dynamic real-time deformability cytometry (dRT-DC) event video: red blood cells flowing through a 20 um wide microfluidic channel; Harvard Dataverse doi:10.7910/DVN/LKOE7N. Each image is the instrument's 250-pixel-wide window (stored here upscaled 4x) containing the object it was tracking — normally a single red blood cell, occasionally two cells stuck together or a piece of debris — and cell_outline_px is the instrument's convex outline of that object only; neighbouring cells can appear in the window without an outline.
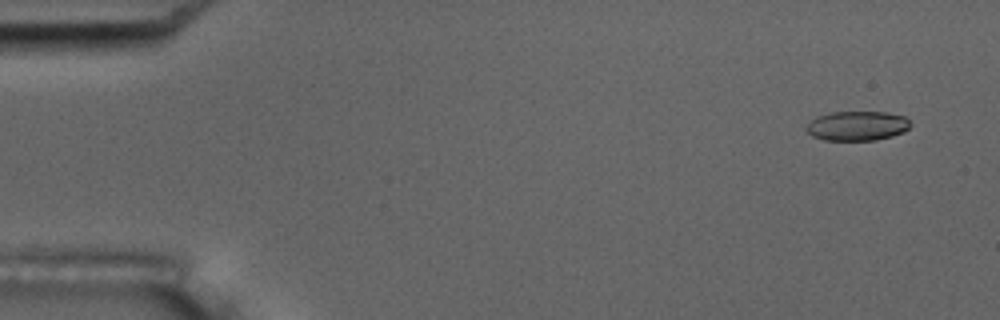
{"species": "common noctule bat (a hibernating species)", "species_latin": "Nyctalus noctula", "temperature_condition": "room temperature", "stored_images_in_passage": 5, "camera_frame_rate_fps": 3000, "um_per_image_px": 0.085, "animal": {"sex": "male", "body_mass_g": 17.5, "forearm_length_mm": 52.3}, "frame": {"image": 1, "passage_image": 1, "time_ms": 0.0, "image_size_px": [1000, 320], "cell_outline_px": [[912, 124], [904, 132], [892, 136], [876, 140], [824, 140], [812, 136], [804, 128], [816, 116], [832, 112], [884, 112], [904, 116]], "centroid_in_image_um": [72.86, 10.7], "position_along_channel_um": 12.1, "area_um2": 17.92}}
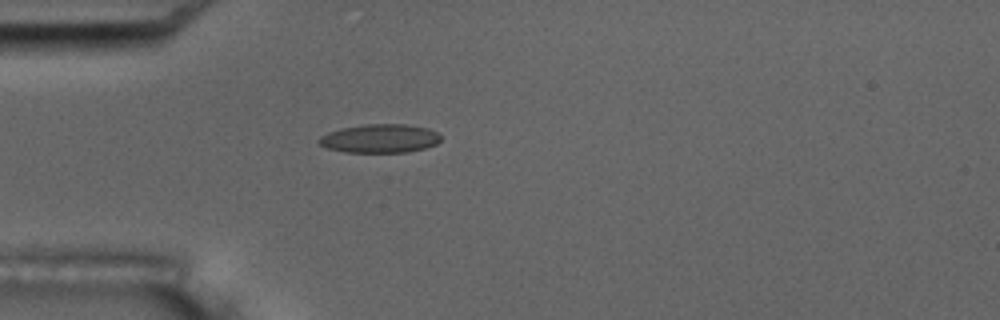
{"frame": {"image": 2, "passage_image": 5, "time_ms": 4.333, "image_size_px": [1000, 320], "cell_outline_px": [[440, 140], [436, 144], [424, 148], [408, 152], [344, 152], [328, 148], [320, 144], [316, 140], [320, 136], [328, 132], [340, 128], [368, 124], [404, 124], [428, 128], [436, 132], [440, 136]], "centroid_in_image_um": [32.26, 11.77], "position_along_channel_um": 52.7, "area_um2": 20.29}}